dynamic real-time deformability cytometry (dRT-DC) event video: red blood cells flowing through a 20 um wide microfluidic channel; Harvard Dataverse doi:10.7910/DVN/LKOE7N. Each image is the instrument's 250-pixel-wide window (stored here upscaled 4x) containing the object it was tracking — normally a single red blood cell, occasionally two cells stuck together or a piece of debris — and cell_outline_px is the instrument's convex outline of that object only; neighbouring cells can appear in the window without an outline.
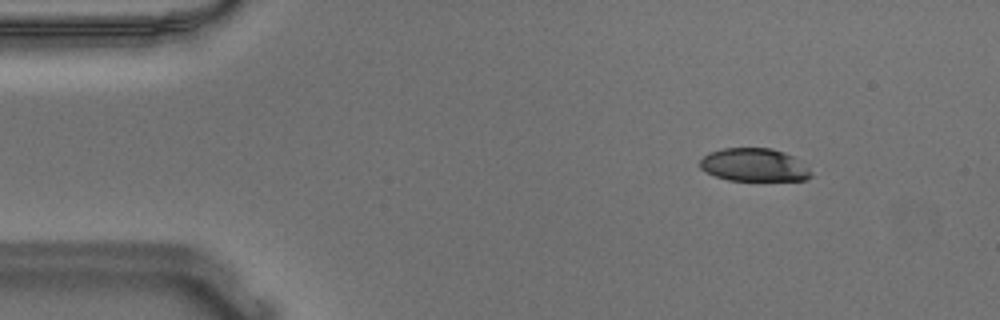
{"species": "Egyptian fruit bat (a non-hibernating species)", "species_latin": "Rousettus aegyptiacus", "temperature_condition": "warm", "stored_images_in_passage": 55, "camera_frame_rate_fps": 3000, "um_per_image_px": 0.085, "animal": {"sex": "male"}, "frame": {"image": 1, "passage_image": 7, "time_ms": 2.0, "image_size_px": [1000, 320], "cell_outline_px": [[812, 176], [804, 180], [728, 180], [716, 176], [700, 168], [700, 160], [708, 152], [724, 148], [772, 148], [784, 152], [792, 156], [808, 168]], "centroid_in_image_um": [64.07, 14.01], "position_along_channel_um": 20.9, "area_um2": 21.15}}
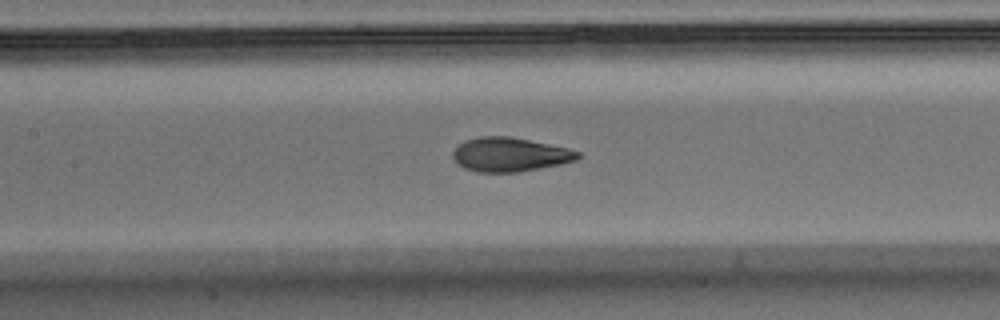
{"frame": {"image": 2, "passage_image": 25, "time_ms": 8.0, "image_size_px": [1000, 320], "cell_outline_px": [[580, 156], [576, 160], [560, 164], [520, 172], [476, 172], [464, 168], [456, 164], [452, 156], [452, 152], [464, 140], [480, 136], [508, 136], [568, 148], [580, 152]], "centroid_in_image_um": [43.3, 13.14], "position_along_channel_um": 164.1, "area_um2": 24.8}}
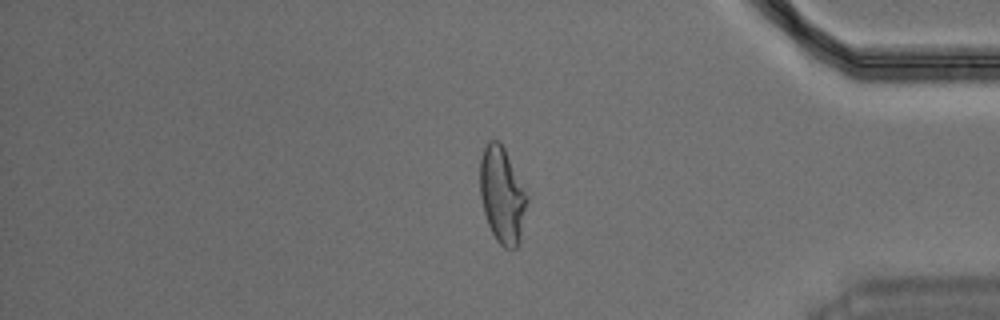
{"frame": {"image": 3, "passage_image": 46, "time_ms": 15.0, "image_size_px": [1000, 320], "cell_outline_px": [[528, 200], [520, 240], [516, 248], [504, 248], [496, 240], [488, 224], [484, 212], [480, 196], [480, 160], [484, 148], [488, 140], [496, 140], [504, 148], [528, 196]], "centroid_in_image_um": [42.68, 16.61], "position_along_channel_um": 392.5, "area_um2": 26.13}, "authors_computed_cell_mechanics": {"area_um2": 24.9118, "velocity_mm_per_s": 3.6482, "shape_relaxation_time_tau1_ms": 6.9355, "shape_relaxation_time_tau2_ms": 1.0292, "deformation_change_tau1": 0.2177, "deformation_change_tau2": 0.0782}}